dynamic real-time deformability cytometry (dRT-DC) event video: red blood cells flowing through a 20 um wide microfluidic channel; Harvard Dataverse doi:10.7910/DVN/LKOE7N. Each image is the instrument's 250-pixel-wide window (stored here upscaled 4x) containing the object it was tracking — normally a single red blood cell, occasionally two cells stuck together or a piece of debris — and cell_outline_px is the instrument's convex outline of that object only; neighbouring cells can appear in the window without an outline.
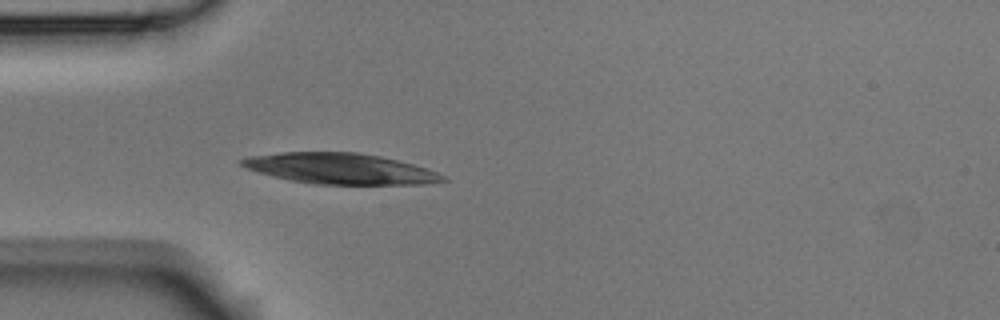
{"species": "Egyptian fruit bat (a non-hibernating species)", "species_latin": "Rousettus aegyptiacus", "temperature_condition": "room temperature", "stored_images_in_passage": 11, "camera_frame_rate_fps": 3000, "um_per_image_px": 0.085, "animal": {"sex": "male"}, "frame": {"image": 1, "passage_image": 4, "time_ms": 1.0, "image_size_px": [1000, 320], "cell_outline_px": [[448, 180], [428, 184], [312, 184], [272, 176], [248, 168], [240, 164], [240, 160], [248, 156], [280, 152], [360, 152], [380, 156], [428, 168], [444, 176]], "centroid_in_image_um": [28.94, 14.33], "position_along_channel_um": 56.1, "area_um2": 35.89}}